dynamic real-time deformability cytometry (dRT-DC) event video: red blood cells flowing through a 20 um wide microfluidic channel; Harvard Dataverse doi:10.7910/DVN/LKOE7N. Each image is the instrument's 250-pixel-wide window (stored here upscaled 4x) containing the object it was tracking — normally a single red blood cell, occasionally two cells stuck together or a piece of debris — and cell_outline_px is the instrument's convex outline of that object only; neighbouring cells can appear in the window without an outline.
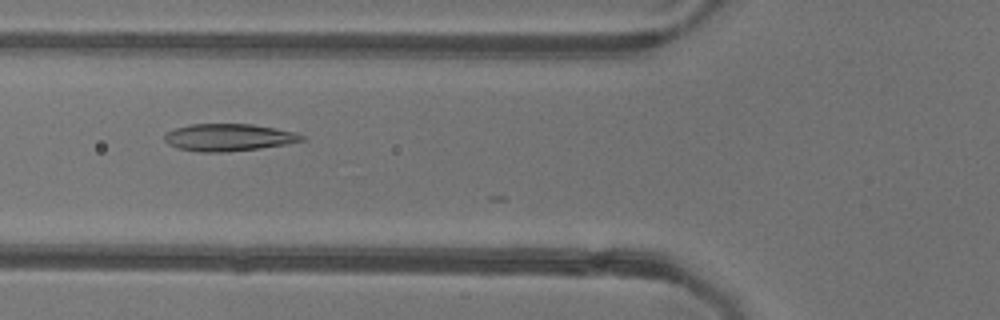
{"species": "common noctule bat (a hibernating species)", "species_latin": "Nyctalus noctula", "temperature_condition": "warm", "stored_images_in_passage": 20, "camera_frame_rate_fps": 3000, "um_per_image_px": 0.085, "animal": {"sex": "female"}, "frame": {"image": 1, "passage_image": 19, "time_ms": 6.0, "image_size_px": [1000, 320], "cell_outline_px": [[308, 140], [260, 148], [224, 152], [200, 152], [176, 148], [168, 144], [164, 140], [164, 132], [176, 128], [192, 124], [252, 124], [276, 128], [296, 132], [304, 136]], "centroid_in_image_um": [19.43, 11.68], "position_along_channel_um": 106.4, "area_um2": 21.91}}